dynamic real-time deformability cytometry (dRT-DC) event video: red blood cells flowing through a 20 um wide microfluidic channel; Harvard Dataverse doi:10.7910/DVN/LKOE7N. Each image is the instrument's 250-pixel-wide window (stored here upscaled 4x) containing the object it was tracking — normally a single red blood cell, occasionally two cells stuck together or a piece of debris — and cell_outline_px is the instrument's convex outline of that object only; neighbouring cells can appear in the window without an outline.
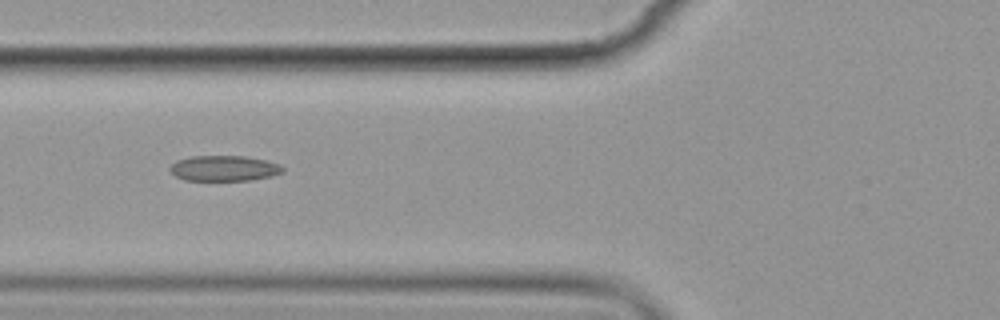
{"species": "common noctule bat (a hibernating species)", "species_latin": "Nyctalus noctula", "temperature_condition": "cold", "stored_images_in_passage": 13, "camera_frame_rate_fps": 3000, "um_per_image_px": 0.085, "animal": {"sex": "female", "body_mass_g": 19.9}, "frame": {"image": 1, "passage_image": 4, "time_ms": 3.333, "image_size_px": [1000, 320], "cell_outline_px": [[284, 172], [272, 176], [252, 180], [184, 180], [176, 176], [168, 168], [176, 160], [192, 156], [244, 156], [268, 160], [280, 164], [284, 168]], "centroid_in_image_um": [19.08, 14.3], "position_along_channel_um": 106.7, "area_um2": 16.88}}
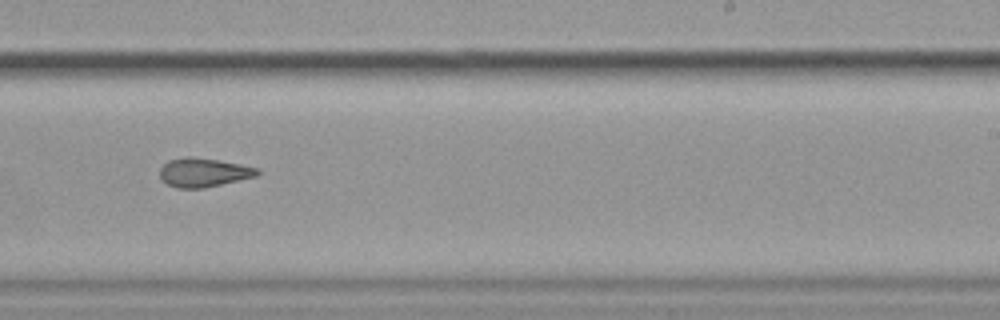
{"frame": {"image": 2, "passage_image": 8, "time_ms": 8.0, "image_size_px": [1000, 320], "cell_outline_px": [[260, 172], [256, 176], [204, 188], [176, 188], [168, 184], [160, 176], [160, 168], [168, 160], [188, 156], [216, 160], [240, 164], [256, 168]], "centroid_in_image_um": [17.28, 14.66], "position_along_channel_um": 271.7, "area_um2": 16.13}}
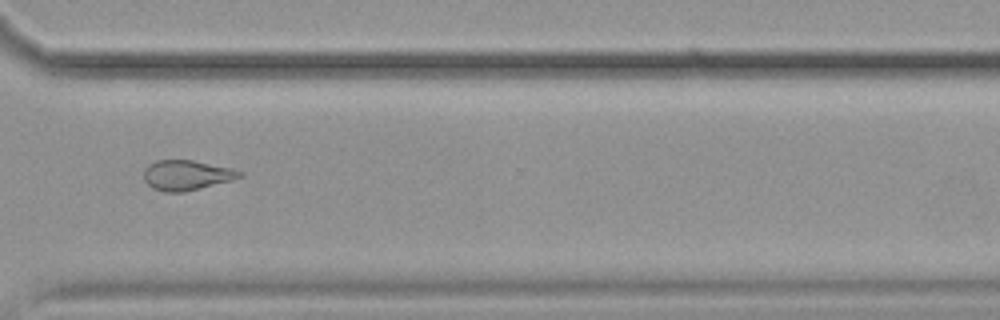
{"frame": {"image": 3, "passage_image": 10, "time_ms": 10.333, "image_size_px": [1000, 320], "cell_outline_px": [[244, 176], [232, 180], [184, 192], [164, 192], [152, 188], [144, 180], [144, 168], [148, 164], [156, 160], [192, 160], [232, 168], [244, 172]], "centroid_in_image_um": [15.86, 14.88], "position_along_channel_um": 354.7, "area_um2": 16.88}, "authors_computed_cell_mechanics": {"area_um2": 16.9354, "velocity_mm_per_s": 3.5504, "shape_relaxation_time_tau1_ms": 3.4109, "shape_relaxation_time_tau2_ms": 3.2813, "deformation_change_tau1": 0.098, "deformation_change_tau2": 0.1039}}